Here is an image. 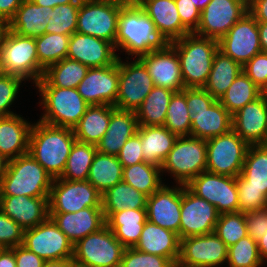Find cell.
I'll return each mask as SVG.
<instances>
[{"label": "cell", "mask_w": 267, "mask_h": 267, "mask_svg": "<svg viewBox=\"0 0 267 267\" xmlns=\"http://www.w3.org/2000/svg\"><path fill=\"white\" fill-rule=\"evenodd\" d=\"M248 12L257 22H267V0H248Z\"/></svg>", "instance_id": "obj_59"}, {"label": "cell", "mask_w": 267, "mask_h": 267, "mask_svg": "<svg viewBox=\"0 0 267 267\" xmlns=\"http://www.w3.org/2000/svg\"><path fill=\"white\" fill-rule=\"evenodd\" d=\"M237 186L263 190L267 195V146L249 145Z\"/></svg>", "instance_id": "obj_35"}, {"label": "cell", "mask_w": 267, "mask_h": 267, "mask_svg": "<svg viewBox=\"0 0 267 267\" xmlns=\"http://www.w3.org/2000/svg\"><path fill=\"white\" fill-rule=\"evenodd\" d=\"M4 74V70H3V67H2V61L0 59V76Z\"/></svg>", "instance_id": "obj_73"}, {"label": "cell", "mask_w": 267, "mask_h": 267, "mask_svg": "<svg viewBox=\"0 0 267 267\" xmlns=\"http://www.w3.org/2000/svg\"><path fill=\"white\" fill-rule=\"evenodd\" d=\"M238 189V212L260 210L267 207V195L263 190L237 186Z\"/></svg>", "instance_id": "obj_52"}, {"label": "cell", "mask_w": 267, "mask_h": 267, "mask_svg": "<svg viewBox=\"0 0 267 267\" xmlns=\"http://www.w3.org/2000/svg\"><path fill=\"white\" fill-rule=\"evenodd\" d=\"M9 160L0 153V179L7 170Z\"/></svg>", "instance_id": "obj_67"}, {"label": "cell", "mask_w": 267, "mask_h": 267, "mask_svg": "<svg viewBox=\"0 0 267 267\" xmlns=\"http://www.w3.org/2000/svg\"><path fill=\"white\" fill-rule=\"evenodd\" d=\"M32 125L17 114L0 117V153L8 160L28 153Z\"/></svg>", "instance_id": "obj_30"}, {"label": "cell", "mask_w": 267, "mask_h": 267, "mask_svg": "<svg viewBox=\"0 0 267 267\" xmlns=\"http://www.w3.org/2000/svg\"><path fill=\"white\" fill-rule=\"evenodd\" d=\"M22 81V78L14 75L4 73L0 76V117L16 114L9 107L17 98Z\"/></svg>", "instance_id": "obj_50"}, {"label": "cell", "mask_w": 267, "mask_h": 267, "mask_svg": "<svg viewBox=\"0 0 267 267\" xmlns=\"http://www.w3.org/2000/svg\"><path fill=\"white\" fill-rule=\"evenodd\" d=\"M97 147L75 141L67 158L65 169L59 177L64 180H87Z\"/></svg>", "instance_id": "obj_43"}, {"label": "cell", "mask_w": 267, "mask_h": 267, "mask_svg": "<svg viewBox=\"0 0 267 267\" xmlns=\"http://www.w3.org/2000/svg\"><path fill=\"white\" fill-rule=\"evenodd\" d=\"M161 179V168L150 163L141 162L123 167L122 181L147 197L151 196L164 184Z\"/></svg>", "instance_id": "obj_41"}, {"label": "cell", "mask_w": 267, "mask_h": 267, "mask_svg": "<svg viewBox=\"0 0 267 267\" xmlns=\"http://www.w3.org/2000/svg\"><path fill=\"white\" fill-rule=\"evenodd\" d=\"M165 44L152 20L140 7L124 6L121 9L115 41L116 51L122 49L128 56L134 55L138 58Z\"/></svg>", "instance_id": "obj_3"}, {"label": "cell", "mask_w": 267, "mask_h": 267, "mask_svg": "<svg viewBox=\"0 0 267 267\" xmlns=\"http://www.w3.org/2000/svg\"><path fill=\"white\" fill-rule=\"evenodd\" d=\"M70 267H90L89 265L70 258Z\"/></svg>", "instance_id": "obj_70"}, {"label": "cell", "mask_w": 267, "mask_h": 267, "mask_svg": "<svg viewBox=\"0 0 267 267\" xmlns=\"http://www.w3.org/2000/svg\"><path fill=\"white\" fill-rule=\"evenodd\" d=\"M15 255L16 267H43L45 260L23 245L10 248Z\"/></svg>", "instance_id": "obj_58"}, {"label": "cell", "mask_w": 267, "mask_h": 267, "mask_svg": "<svg viewBox=\"0 0 267 267\" xmlns=\"http://www.w3.org/2000/svg\"><path fill=\"white\" fill-rule=\"evenodd\" d=\"M207 143L193 136L178 137L164 160L161 172L167 171L179 185L186 186L206 171Z\"/></svg>", "instance_id": "obj_5"}, {"label": "cell", "mask_w": 267, "mask_h": 267, "mask_svg": "<svg viewBox=\"0 0 267 267\" xmlns=\"http://www.w3.org/2000/svg\"><path fill=\"white\" fill-rule=\"evenodd\" d=\"M247 234L255 241L267 233V207L260 210L244 212Z\"/></svg>", "instance_id": "obj_55"}, {"label": "cell", "mask_w": 267, "mask_h": 267, "mask_svg": "<svg viewBox=\"0 0 267 267\" xmlns=\"http://www.w3.org/2000/svg\"><path fill=\"white\" fill-rule=\"evenodd\" d=\"M122 62L119 57V85L115 107L120 110L134 111L154 87L152 78L145 65L138 59Z\"/></svg>", "instance_id": "obj_13"}, {"label": "cell", "mask_w": 267, "mask_h": 267, "mask_svg": "<svg viewBox=\"0 0 267 267\" xmlns=\"http://www.w3.org/2000/svg\"><path fill=\"white\" fill-rule=\"evenodd\" d=\"M206 171L237 177L240 175L249 145L233 130L206 140Z\"/></svg>", "instance_id": "obj_9"}, {"label": "cell", "mask_w": 267, "mask_h": 267, "mask_svg": "<svg viewBox=\"0 0 267 267\" xmlns=\"http://www.w3.org/2000/svg\"><path fill=\"white\" fill-rule=\"evenodd\" d=\"M0 59L5 74L14 75L36 84L44 74L38 63L35 38L7 30L0 43Z\"/></svg>", "instance_id": "obj_6"}, {"label": "cell", "mask_w": 267, "mask_h": 267, "mask_svg": "<svg viewBox=\"0 0 267 267\" xmlns=\"http://www.w3.org/2000/svg\"><path fill=\"white\" fill-rule=\"evenodd\" d=\"M95 1H109V2H115L121 5H125V0H95Z\"/></svg>", "instance_id": "obj_71"}, {"label": "cell", "mask_w": 267, "mask_h": 267, "mask_svg": "<svg viewBox=\"0 0 267 267\" xmlns=\"http://www.w3.org/2000/svg\"><path fill=\"white\" fill-rule=\"evenodd\" d=\"M228 247L215 232L180 239L176 267H218L227 263Z\"/></svg>", "instance_id": "obj_15"}, {"label": "cell", "mask_w": 267, "mask_h": 267, "mask_svg": "<svg viewBox=\"0 0 267 267\" xmlns=\"http://www.w3.org/2000/svg\"><path fill=\"white\" fill-rule=\"evenodd\" d=\"M43 267H70V259L45 261Z\"/></svg>", "instance_id": "obj_65"}, {"label": "cell", "mask_w": 267, "mask_h": 267, "mask_svg": "<svg viewBox=\"0 0 267 267\" xmlns=\"http://www.w3.org/2000/svg\"><path fill=\"white\" fill-rule=\"evenodd\" d=\"M124 6L109 1L81 0L76 32L104 39L115 47L119 14Z\"/></svg>", "instance_id": "obj_8"}, {"label": "cell", "mask_w": 267, "mask_h": 267, "mask_svg": "<svg viewBox=\"0 0 267 267\" xmlns=\"http://www.w3.org/2000/svg\"><path fill=\"white\" fill-rule=\"evenodd\" d=\"M138 59L145 65L154 86L167 88L174 92H180L185 88L180 60L176 49L170 43L141 55Z\"/></svg>", "instance_id": "obj_19"}, {"label": "cell", "mask_w": 267, "mask_h": 267, "mask_svg": "<svg viewBox=\"0 0 267 267\" xmlns=\"http://www.w3.org/2000/svg\"><path fill=\"white\" fill-rule=\"evenodd\" d=\"M218 43L220 51L243 66L261 52L258 22L246 13Z\"/></svg>", "instance_id": "obj_18"}, {"label": "cell", "mask_w": 267, "mask_h": 267, "mask_svg": "<svg viewBox=\"0 0 267 267\" xmlns=\"http://www.w3.org/2000/svg\"><path fill=\"white\" fill-rule=\"evenodd\" d=\"M258 250L263 262L267 261V233L257 240ZM266 259V260H265Z\"/></svg>", "instance_id": "obj_64"}, {"label": "cell", "mask_w": 267, "mask_h": 267, "mask_svg": "<svg viewBox=\"0 0 267 267\" xmlns=\"http://www.w3.org/2000/svg\"><path fill=\"white\" fill-rule=\"evenodd\" d=\"M261 95H263L267 99V83L264 88L261 90Z\"/></svg>", "instance_id": "obj_72"}, {"label": "cell", "mask_w": 267, "mask_h": 267, "mask_svg": "<svg viewBox=\"0 0 267 267\" xmlns=\"http://www.w3.org/2000/svg\"><path fill=\"white\" fill-rule=\"evenodd\" d=\"M49 213H71L102 208V194L88 181L55 178L49 193Z\"/></svg>", "instance_id": "obj_11"}, {"label": "cell", "mask_w": 267, "mask_h": 267, "mask_svg": "<svg viewBox=\"0 0 267 267\" xmlns=\"http://www.w3.org/2000/svg\"><path fill=\"white\" fill-rule=\"evenodd\" d=\"M214 232L228 248L234 245L248 235L244 213L220 214Z\"/></svg>", "instance_id": "obj_48"}, {"label": "cell", "mask_w": 267, "mask_h": 267, "mask_svg": "<svg viewBox=\"0 0 267 267\" xmlns=\"http://www.w3.org/2000/svg\"><path fill=\"white\" fill-rule=\"evenodd\" d=\"M136 250L168 258L175 266L180 254L179 235L156 224L145 222Z\"/></svg>", "instance_id": "obj_28"}, {"label": "cell", "mask_w": 267, "mask_h": 267, "mask_svg": "<svg viewBox=\"0 0 267 267\" xmlns=\"http://www.w3.org/2000/svg\"><path fill=\"white\" fill-rule=\"evenodd\" d=\"M119 267H176L168 258L125 248Z\"/></svg>", "instance_id": "obj_49"}, {"label": "cell", "mask_w": 267, "mask_h": 267, "mask_svg": "<svg viewBox=\"0 0 267 267\" xmlns=\"http://www.w3.org/2000/svg\"><path fill=\"white\" fill-rule=\"evenodd\" d=\"M119 85L118 60L105 67L89 68L77 90L89 105H115Z\"/></svg>", "instance_id": "obj_20"}, {"label": "cell", "mask_w": 267, "mask_h": 267, "mask_svg": "<svg viewBox=\"0 0 267 267\" xmlns=\"http://www.w3.org/2000/svg\"><path fill=\"white\" fill-rule=\"evenodd\" d=\"M248 13V0H211L200 13L196 35L220 40Z\"/></svg>", "instance_id": "obj_17"}, {"label": "cell", "mask_w": 267, "mask_h": 267, "mask_svg": "<svg viewBox=\"0 0 267 267\" xmlns=\"http://www.w3.org/2000/svg\"><path fill=\"white\" fill-rule=\"evenodd\" d=\"M118 54L111 42L78 32L70 36L67 58L94 67H105L118 60Z\"/></svg>", "instance_id": "obj_22"}, {"label": "cell", "mask_w": 267, "mask_h": 267, "mask_svg": "<svg viewBox=\"0 0 267 267\" xmlns=\"http://www.w3.org/2000/svg\"><path fill=\"white\" fill-rule=\"evenodd\" d=\"M88 70V66L66 57L49 66L35 87L77 88Z\"/></svg>", "instance_id": "obj_36"}, {"label": "cell", "mask_w": 267, "mask_h": 267, "mask_svg": "<svg viewBox=\"0 0 267 267\" xmlns=\"http://www.w3.org/2000/svg\"><path fill=\"white\" fill-rule=\"evenodd\" d=\"M146 221L147 209L127 208L113 213L105 222L125 248H134Z\"/></svg>", "instance_id": "obj_32"}, {"label": "cell", "mask_w": 267, "mask_h": 267, "mask_svg": "<svg viewBox=\"0 0 267 267\" xmlns=\"http://www.w3.org/2000/svg\"><path fill=\"white\" fill-rule=\"evenodd\" d=\"M149 0H125V6L128 7H141Z\"/></svg>", "instance_id": "obj_68"}, {"label": "cell", "mask_w": 267, "mask_h": 267, "mask_svg": "<svg viewBox=\"0 0 267 267\" xmlns=\"http://www.w3.org/2000/svg\"><path fill=\"white\" fill-rule=\"evenodd\" d=\"M176 7L183 26L194 33L200 22V11L192 0H175Z\"/></svg>", "instance_id": "obj_56"}, {"label": "cell", "mask_w": 267, "mask_h": 267, "mask_svg": "<svg viewBox=\"0 0 267 267\" xmlns=\"http://www.w3.org/2000/svg\"><path fill=\"white\" fill-rule=\"evenodd\" d=\"M81 1L57 5L51 10L45 33L72 35L77 30V16Z\"/></svg>", "instance_id": "obj_46"}, {"label": "cell", "mask_w": 267, "mask_h": 267, "mask_svg": "<svg viewBox=\"0 0 267 267\" xmlns=\"http://www.w3.org/2000/svg\"><path fill=\"white\" fill-rule=\"evenodd\" d=\"M22 245L45 261L73 258V244L50 217L24 230Z\"/></svg>", "instance_id": "obj_12"}, {"label": "cell", "mask_w": 267, "mask_h": 267, "mask_svg": "<svg viewBox=\"0 0 267 267\" xmlns=\"http://www.w3.org/2000/svg\"><path fill=\"white\" fill-rule=\"evenodd\" d=\"M170 44L179 57L185 88H203L219 49L218 40L190 33Z\"/></svg>", "instance_id": "obj_2"}, {"label": "cell", "mask_w": 267, "mask_h": 267, "mask_svg": "<svg viewBox=\"0 0 267 267\" xmlns=\"http://www.w3.org/2000/svg\"><path fill=\"white\" fill-rule=\"evenodd\" d=\"M0 267H16L15 255L10 248L0 249Z\"/></svg>", "instance_id": "obj_61"}, {"label": "cell", "mask_w": 267, "mask_h": 267, "mask_svg": "<svg viewBox=\"0 0 267 267\" xmlns=\"http://www.w3.org/2000/svg\"><path fill=\"white\" fill-rule=\"evenodd\" d=\"M49 197L0 196V210L24 230L34 228L49 217Z\"/></svg>", "instance_id": "obj_24"}, {"label": "cell", "mask_w": 267, "mask_h": 267, "mask_svg": "<svg viewBox=\"0 0 267 267\" xmlns=\"http://www.w3.org/2000/svg\"><path fill=\"white\" fill-rule=\"evenodd\" d=\"M215 101L204 88H186V103L189 109H208Z\"/></svg>", "instance_id": "obj_57"}, {"label": "cell", "mask_w": 267, "mask_h": 267, "mask_svg": "<svg viewBox=\"0 0 267 267\" xmlns=\"http://www.w3.org/2000/svg\"><path fill=\"white\" fill-rule=\"evenodd\" d=\"M75 141L73 129L39 120L32 125L28 152L55 179L62 175Z\"/></svg>", "instance_id": "obj_1"}, {"label": "cell", "mask_w": 267, "mask_h": 267, "mask_svg": "<svg viewBox=\"0 0 267 267\" xmlns=\"http://www.w3.org/2000/svg\"><path fill=\"white\" fill-rule=\"evenodd\" d=\"M147 196L121 181L102 194V210L105 221L115 212L130 209H146Z\"/></svg>", "instance_id": "obj_38"}, {"label": "cell", "mask_w": 267, "mask_h": 267, "mask_svg": "<svg viewBox=\"0 0 267 267\" xmlns=\"http://www.w3.org/2000/svg\"><path fill=\"white\" fill-rule=\"evenodd\" d=\"M232 129L248 145H265L267 140V99L261 95L233 114Z\"/></svg>", "instance_id": "obj_23"}, {"label": "cell", "mask_w": 267, "mask_h": 267, "mask_svg": "<svg viewBox=\"0 0 267 267\" xmlns=\"http://www.w3.org/2000/svg\"><path fill=\"white\" fill-rule=\"evenodd\" d=\"M36 88L41 93L40 104L45 112L39 120L49 125L73 129L89 106L77 88Z\"/></svg>", "instance_id": "obj_7"}, {"label": "cell", "mask_w": 267, "mask_h": 267, "mask_svg": "<svg viewBox=\"0 0 267 267\" xmlns=\"http://www.w3.org/2000/svg\"><path fill=\"white\" fill-rule=\"evenodd\" d=\"M175 92L154 86L136 110L139 126H164L168 105Z\"/></svg>", "instance_id": "obj_40"}, {"label": "cell", "mask_w": 267, "mask_h": 267, "mask_svg": "<svg viewBox=\"0 0 267 267\" xmlns=\"http://www.w3.org/2000/svg\"><path fill=\"white\" fill-rule=\"evenodd\" d=\"M124 250L105 224L73 245V259L90 267H119Z\"/></svg>", "instance_id": "obj_10"}, {"label": "cell", "mask_w": 267, "mask_h": 267, "mask_svg": "<svg viewBox=\"0 0 267 267\" xmlns=\"http://www.w3.org/2000/svg\"><path fill=\"white\" fill-rule=\"evenodd\" d=\"M144 162L162 167L168 153L178 138L165 126H139Z\"/></svg>", "instance_id": "obj_31"}, {"label": "cell", "mask_w": 267, "mask_h": 267, "mask_svg": "<svg viewBox=\"0 0 267 267\" xmlns=\"http://www.w3.org/2000/svg\"><path fill=\"white\" fill-rule=\"evenodd\" d=\"M186 103V88L175 92L168 105L164 126L178 137L190 136L191 121Z\"/></svg>", "instance_id": "obj_45"}, {"label": "cell", "mask_w": 267, "mask_h": 267, "mask_svg": "<svg viewBox=\"0 0 267 267\" xmlns=\"http://www.w3.org/2000/svg\"><path fill=\"white\" fill-rule=\"evenodd\" d=\"M211 0H192L200 12H202Z\"/></svg>", "instance_id": "obj_69"}, {"label": "cell", "mask_w": 267, "mask_h": 267, "mask_svg": "<svg viewBox=\"0 0 267 267\" xmlns=\"http://www.w3.org/2000/svg\"><path fill=\"white\" fill-rule=\"evenodd\" d=\"M9 29V22H7L2 16H0V43L3 41L4 36Z\"/></svg>", "instance_id": "obj_66"}, {"label": "cell", "mask_w": 267, "mask_h": 267, "mask_svg": "<svg viewBox=\"0 0 267 267\" xmlns=\"http://www.w3.org/2000/svg\"><path fill=\"white\" fill-rule=\"evenodd\" d=\"M138 120L134 111L115 108L111 113L108 129L96 145L100 153L117 156L125 142L137 133Z\"/></svg>", "instance_id": "obj_29"}, {"label": "cell", "mask_w": 267, "mask_h": 267, "mask_svg": "<svg viewBox=\"0 0 267 267\" xmlns=\"http://www.w3.org/2000/svg\"><path fill=\"white\" fill-rule=\"evenodd\" d=\"M53 180L28 152L9 160L0 179V196L49 197Z\"/></svg>", "instance_id": "obj_4"}, {"label": "cell", "mask_w": 267, "mask_h": 267, "mask_svg": "<svg viewBox=\"0 0 267 267\" xmlns=\"http://www.w3.org/2000/svg\"><path fill=\"white\" fill-rule=\"evenodd\" d=\"M219 215L213 204L181 185L180 239L213 233Z\"/></svg>", "instance_id": "obj_14"}, {"label": "cell", "mask_w": 267, "mask_h": 267, "mask_svg": "<svg viewBox=\"0 0 267 267\" xmlns=\"http://www.w3.org/2000/svg\"><path fill=\"white\" fill-rule=\"evenodd\" d=\"M123 166L117 156L96 152L87 180L101 193L120 183Z\"/></svg>", "instance_id": "obj_39"}, {"label": "cell", "mask_w": 267, "mask_h": 267, "mask_svg": "<svg viewBox=\"0 0 267 267\" xmlns=\"http://www.w3.org/2000/svg\"><path fill=\"white\" fill-rule=\"evenodd\" d=\"M141 147V137L138 133H135L125 142L117 155L121 165L127 167L144 162Z\"/></svg>", "instance_id": "obj_54"}, {"label": "cell", "mask_w": 267, "mask_h": 267, "mask_svg": "<svg viewBox=\"0 0 267 267\" xmlns=\"http://www.w3.org/2000/svg\"><path fill=\"white\" fill-rule=\"evenodd\" d=\"M115 108L112 105H89L85 114L73 128L76 140L96 146L106 133L111 113Z\"/></svg>", "instance_id": "obj_34"}, {"label": "cell", "mask_w": 267, "mask_h": 267, "mask_svg": "<svg viewBox=\"0 0 267 267\" xmlns=\"http://www.w3.org/2000/svg\"><path fill=\"white\" fill-rule=\"evenodd\" d=\"M49 217L73 245L106 224L102 208L87 207L78 212L49 213Z\"/></svg>", "instance_id": "obj_25"}, {"label": "cell", "mask_w": 267, "mask_h": 267, "mask_svg": "<svg viewBox=\"0 0 267 267\" xmlns=\"http://www.w3.org/2000/svg\"><path fill=\"white\" fill-rule=\"evenodd\" d=\"M53 8L38 6L29 0H23L15 16L9 21V30L31 38L45 34Z\"/></svg>", "instance_id": "obj_33"}, {"label": "cell", "mask_w": 267, "mask_h": 267, "mask_svg": "<svg viewBox=\"0 0 267 267\" xmlns=\"http://www.w3.org/2000/svg\"><path fill=\"white\" fill-rule=\"evenodd\" d=\"M70 36L45 33L35 38L38 63L44 71L67 57Z\"/></svg>", "instance_id": "obj_44"}, {"label": "cell", "mask_w": 267, "mask_h": 267, "mask_svg": "<svg viewBox=\"0 0 267 267\" xmlns=\"http://www.w3.org/2000/svg\"><path fill=\"white\" fill-rule=\"evenodd\" d=\"M147 220L179 235L181 219V185L163 184L147 197Z\"/></svg>", "instance_id": "obj_21"}, {"label": "cell", "mask_w": 267, "mask_h": 267, "mask_svg": "<svg viewBox=\"0 0 267 267\" xmlns=\"http://www.w3.org/2000/svg\"><path fill=\"white\" fill-rule=\"evenodd\" d=\"M190 136L209 139L228 133L232 129V115L216 100L208 109H189Z\"/></svg>", "instance_id": "obj_27"}, {"label": "cell", "mask_w": 267, "mask_h": 267, "mask_svg": "<svg viewBox=\"0 0 267 267\" xmlns=\"http://www.w3.org/2000/svg\"><path fill=\"white\" fill-rule=\"evenodd\" d=\"M263 263L257 241L249 235L228 248L229 267H260Z\"/></svg>", "instance_id": "obj_47"}, {"label": "cell", "mask_w": 267, "mask_h": 267, "mask_svg": "<svg viewBox=\"0 0 267 267\" xmlns=\"http://www.w3.org/2000/svg\"><path fill=\"white\" fill-rule=\"evenodd\" d=\"M140 8L152 20L166 43L190 34L181 22L175 0H149Z\"/></svg>", "instance_id": "obj_26"}, {"label": "cell", "mask_w": 267, "mask_h": 267, "mask_svg": "<svg viewBox=\"0 0 267 267\" xmlns=\"http://www.w3.org/2000/svg\"><path fill=\"white\" fill-rule=\"evenodd\" d=\"M242 70L262 90L267 83V52L257 53L242 66Z\"/></svg>", "instance_id": "obj_53"}, {"label": "cell", "mask_w": 267, "mask_h": 267, "mask_svg": "<svg viewBox=\"0 0 267 267\" xmlns=\"http://www.w3.org/2000/svg\"><path fill=\"white\" fill-rule=\"evenodd\" d=\"M260 96L261 89L242 71L219 101L233 115Z\"/></svg>", "instance_id": "obj_42"}, {"label": "cell", "mask_w": 267, "mask_h": 267, "mask_svg": "<svg viewBox=\"0 0 267 267\" xmlns=\"http://www.w3.org/2000/svg\"><path fill=\"white\" fill-rule=\"evenodd\" d=\"M198 197L213 204L219 214L238 212L236 177L202 172L186 185Z\"/></svg>", "instance_id": "obj_16"}, {"label": "cell", "mask_w": 267, "mask_h": 267, "mask_svg": "<svg viewBox=\"0 0 267 267\" xmlns=\"http://www.w3.org/2000/svg\"><path fill=\"white\" fill-rule=\"evenodd\" d=\"M23 0H0V16L9 22L16 14Z\"/></svg>", "instance_id": "obj_60"}, {"label": "cell", "mask_w": 267, "mask_h": 267, "mask_svg": "<svg viewBox=\"0 0 267 267\" xmlns=\"http://www.w3.org/2000/svg\"><path fill=\"white\" fill-rule=\"evenodd\" d=\"M242 71V65L240 63L226 56L218 49L214 55L208 80L203 88L216 100H220Z\"/></svg>", "instance_id": "obj_37"}, {"label": "cell", "mask_w": 267, "mask_h": 267, "mask_svg": "<svg viewBox=\"0 0 267 267\" xmlns=\"http://www.w3.org/2000/svg\"><path fill=\"white\" fill-rule=\"evenodd\" d=\"M24 229L0 210V249L23 243Z\"/></svg>", "instance_id": "obj_51"}, {"label": "cell", "mask_w": 267, "mask_h": 267, "mask_svg": "<svg viewBox=\"0 0 267 267\" xmlns=\"http://www.w3.org/2000/svg\"><path fill=\"white\" fill-rule=\"evenodd\" d=\"M38 6L54 8L57 5L69 4L81 0H29Z\"/></svg>", "instance_id": "obj_62"}, {"label": "cell", "mask_w": 267, "mask_h": 267, "mask_svg": "<svg viewBox=\"0 0 267 267\" xmlns=\"http://www.w3.org/2000/svg\"><path fill=\"white\" fill-rule=\"evenodd\" d=\"M259 40L262 52H267V22H258Z\"/></svg>", "instance_id": "obj_63"}]
</instances>
